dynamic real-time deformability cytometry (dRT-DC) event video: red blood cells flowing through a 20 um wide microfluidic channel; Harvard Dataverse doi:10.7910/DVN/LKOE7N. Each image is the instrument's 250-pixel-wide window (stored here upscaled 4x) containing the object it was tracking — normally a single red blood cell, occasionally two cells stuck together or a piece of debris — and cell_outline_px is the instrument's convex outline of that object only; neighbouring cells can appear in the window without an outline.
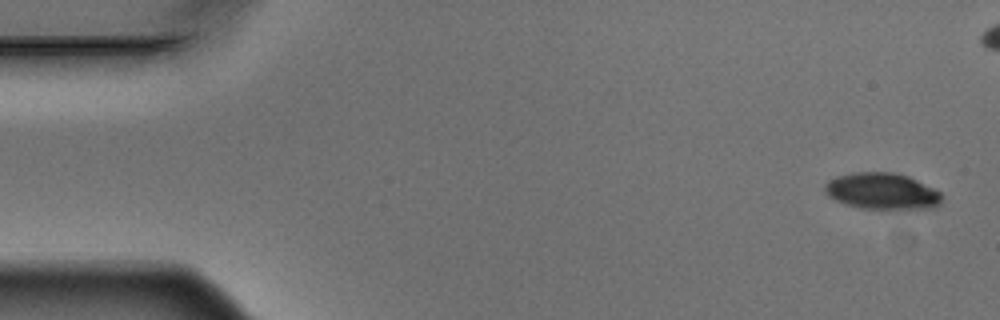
{"species": "Egyptian fruit bat (a non-hibernating species)", "species_latin": "Rousettus aegyptiacus", "temperature_condition": "warm", "stored_images_in_passage": 10, "camera_frame_rate_fps": 3000, "um_per_image_px": 0.085, "animal": {"sex": "male"}, "frame": {"image": 1, "passage_image": 1, "time_ms": 0.0, "image_size_px": [1000, 320], "cell_outline_px": [[940, 204], [936, 208], [896, 212], [860, 208], [844, 204], [828, 196], [824, 192], [824, 184], [828, 180], [836, 176], [852, 172], [892, 172], [908, 176], [940, 192]], "centroid_in_image_um": [74.97, 16.3], "position_along_channel_um": 10.0, "area_um2": 25.78}}
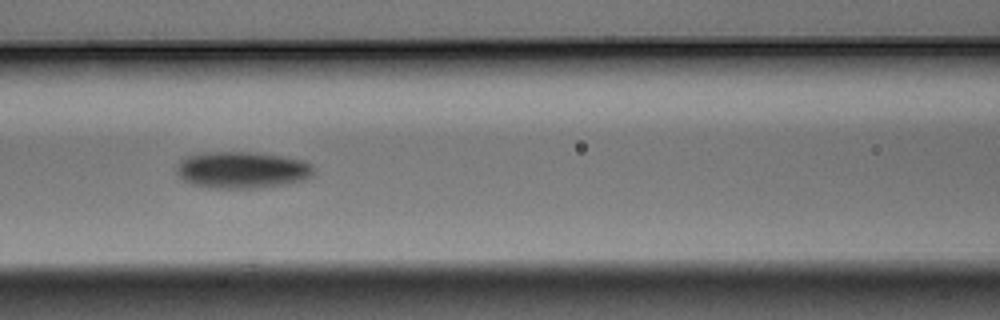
{"frame": {"image": 2, "passage_image": 7, "time_ms": 2.0, "image_size_px": [1000, 320], "cell_outline_px": [[316, 168], [312, 176], [304, 180], [288, 184], [260, 188], [208, 188], [192, 184], [184, 180], [176, 172], [176, 164], [184, 156], [204, 152], [252, 152], [280, 156], [304, 160], [312, 164]], "centroid_in_image_um": [20.58, 14.45], "position_along_channel_um": 146.0, "area_um2": 29.82}}
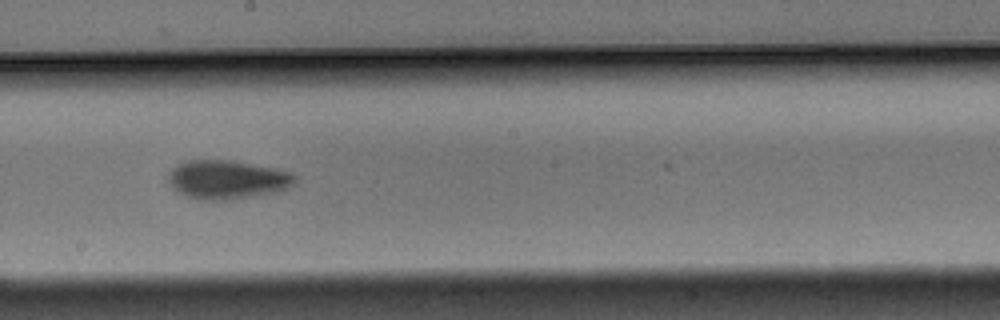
{"frame": {"image": 3, "passage_image": 9, "time_ms": 2.667, "image_size_px": [1000, 320], "cell_outline_px": [[296, 180], [288, 188], [276, 192], [256, 196], [232, 200], [200, 200], [188, 196], [172, 188], [168, 180], [168, 176], [172, 168], [176, 164], [184, 160], [232, 160], [292, 172], [296, 176]], "centroid_in_image_um": [19.3, 15.27], "position_along_channel_um": 228.9, "area_um2": 28.78}}